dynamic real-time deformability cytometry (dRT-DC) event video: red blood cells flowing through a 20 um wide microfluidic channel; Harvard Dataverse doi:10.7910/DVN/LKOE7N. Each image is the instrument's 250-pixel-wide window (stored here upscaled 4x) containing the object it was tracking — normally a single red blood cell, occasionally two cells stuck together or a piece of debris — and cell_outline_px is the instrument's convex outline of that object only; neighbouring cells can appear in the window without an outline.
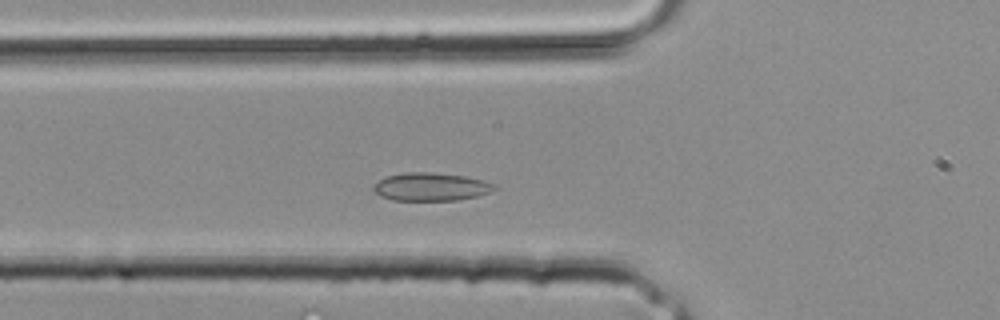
{"species": "common noctule bat (a hibernating species)", "species_latin": "Nyctalus noctula", "temperature_condition": "room temperature", "stored_images_in_passage": 29, "camera_frame_rate_fps": 3000, "um_per_image_px": 0.085, "animal": {"sex": "male", "body_mass_g": 20.4}, "frame": {"image": 1, "passage_image": 7, "time_ms": 2.0, "image_size_px": [1000, 320], "cell_outline_px": [[496, 188], [492, 192], [476, 196], [456, 200], [392, 200], [380, 196], [372, 188], [384, 176], [404, 172], [432, 172], [464, 176], [484, 180], [496, 184]], "centroid_in_image_um": [36.64, 15.87], "position_along_channel_um": 89.2, "area_um2": 19.83}}
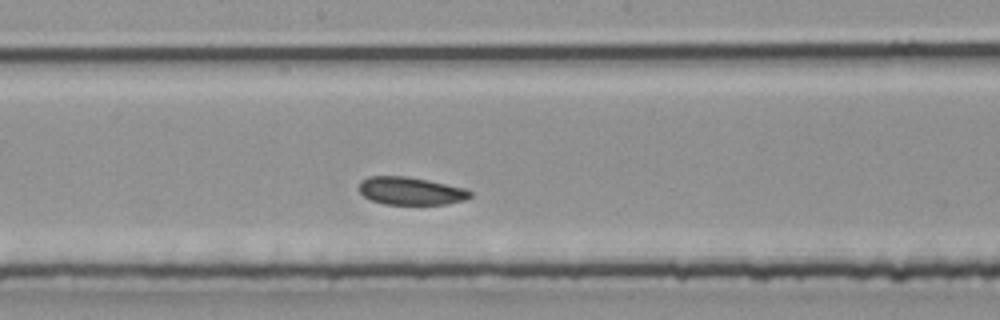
{"frame": {"image": 2, "passage_image": 13, "time_ms": 4.0, "image_size_px": [1000, 320], "cell_outline_px": [[472, 196], [464, 200], [444, 204], [384, 204], [372, 200], [364, 196], [356, 188], [360, 180], [368, 176], [408, 176], [428, 180], [464, 188], [472, 192]], "centroid_in_image_um": [34.86, 16.22], "position_along_channel_um": 213.3, "area_um2": 18.09}}
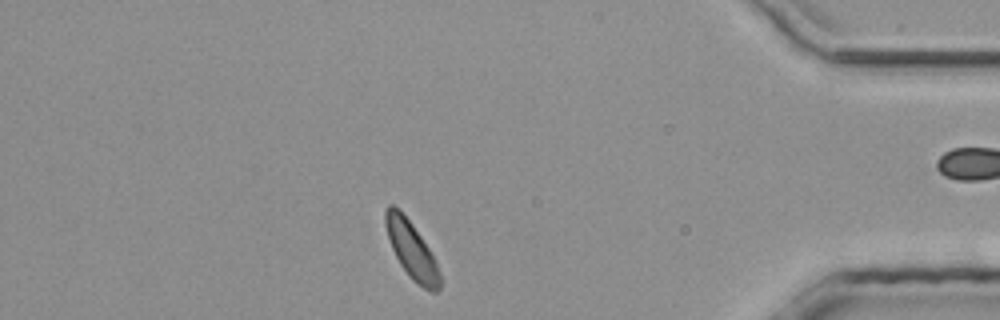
{"frame": {"image": 3, "passage_image": 24, "time_ms": 7.667, "image_size_px": [1000, 320], "cell_outline_px": [[440, 288], [436, 292], [428, 292], [412, 280], [400, 264], [392, 248], [384, 224], [384, 212], [388, 204], [392, 204], [412, 224], [428, 248], [440, 272]], "centroid_in_image_um": [34.97, 21.29], "position_along_channel_um": 400.2, "area_um2": 17.69}}